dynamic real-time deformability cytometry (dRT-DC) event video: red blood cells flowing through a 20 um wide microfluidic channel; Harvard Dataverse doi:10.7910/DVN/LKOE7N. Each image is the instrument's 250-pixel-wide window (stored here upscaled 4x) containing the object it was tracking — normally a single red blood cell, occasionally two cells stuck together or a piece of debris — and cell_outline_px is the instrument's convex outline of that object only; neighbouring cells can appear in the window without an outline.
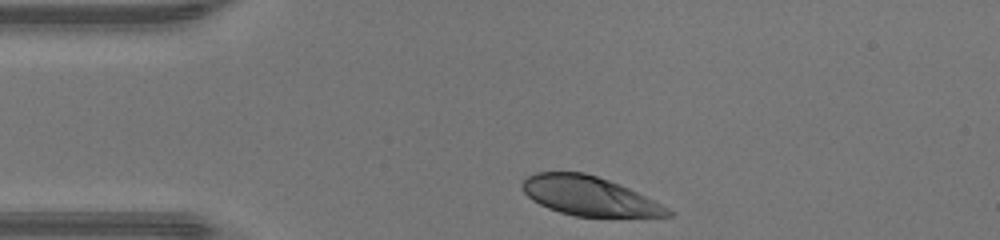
{"species": "human", "species_latin": "Homo sapiens", "temperature_condition": "warm", "stored_images_in_passage": 29, "camera_frame_rate_fps": 3000, "um_per_image_px": 0.085, "donor": {"sex": "male"}, "frame": {"image": 1, "passage_image": 1, "time_ms": 0.0, "image_size_px": [1000, 240], "cell_outline_px": [[676, 212], [672, 216], [576, 216], [560, 212], [548, 208], [532, 200], [524, 192], [520, 184], [528, 176], [536, 172], [584, 172], [608, 180], [628, 188]], "centroid_in_image_um": [50.04, 16.65], "position_along_channel_um": 35.0, "area_um2": 32.71}}
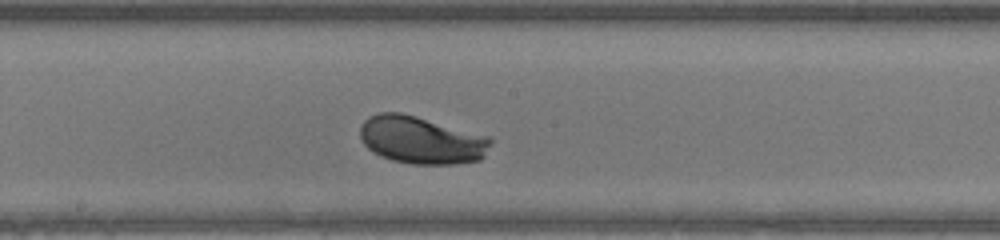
{"frame": {"image": 2, "passage_image": 16, "time_ms": 5.0, "image_size_px": [1000, 240], "cell_outline_px": [[492, 140], [484, 156], [480, 160], [452, 164], [412, 164], [392, 160], [380, 156], [368, 148], [364, 144], [360, 136], [360, 124], [368, 116], [380, 112], [400, 112], [416, 116], [488, 136]], "centroid_in_image_um": [35.78, 11.9], "position_along_channel_um": 212.4, "area_um2": 36.13}}
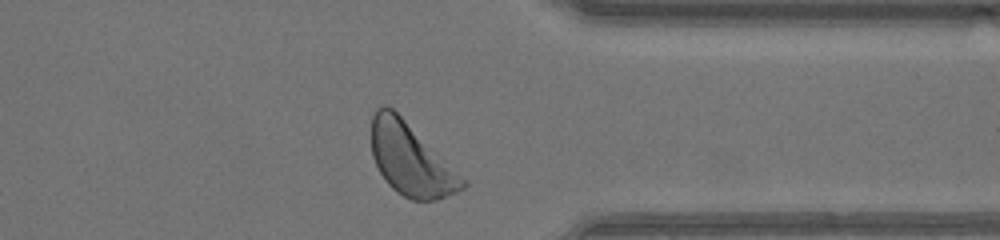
{"frame": {"image": 3, "passage_image": 28, "time_ms": 9.0, "image_size_px": [1000, 240], "cell_outline_px": [[468, 184], [464, 188], [456, 192], [436, 200], [412, 200], [396, 192], [388, 184], [380, 172], [372, 156], [372, 116], [376, 108], [384, 104], [392, 108], [468, 180]], "centroid_in_image_um": [34.93, 13.57], "position_along_channel_um": 376.5, "area_um2": 38.09}, "authors_computed_cell_mechanics": {"area_um2": 34.969, "velocity_mm_per_s": 4.2984, "shape_relaxation_time_tau1_ms": 1.4647, "shape_relaxation_time_tau2_ms": null, "deformation_change_tau1": 0.1281, "deformation_change_tau2": null}}